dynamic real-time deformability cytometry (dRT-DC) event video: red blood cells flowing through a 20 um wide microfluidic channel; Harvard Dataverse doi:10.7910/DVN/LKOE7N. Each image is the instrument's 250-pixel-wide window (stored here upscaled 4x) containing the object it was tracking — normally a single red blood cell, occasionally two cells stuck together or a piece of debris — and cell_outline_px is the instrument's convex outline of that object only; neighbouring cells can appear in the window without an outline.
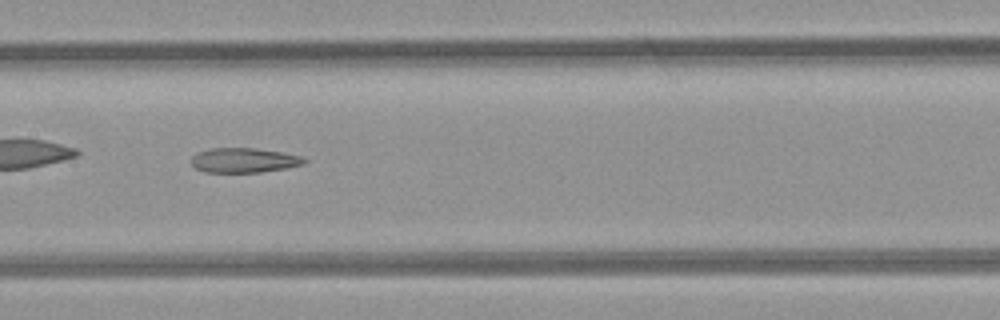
{"species": "common noctule bat (a hibernating species)", "species_latin": "Nyctalus noctula", "temperature_condition": "room temperature", "stored_images_in_passage": 33, "camera_frame_rate_fps": 3000, "um_per_image_px": 0.085, "animal": {"sex": "female", "body_mass_g": 21.9}, "frame": {"image": 1, "passage_image": 10, "time_ms": 3.0, "image_size_px": [1000, 320], "cell_outline_px": [[308, 160], [304, 164], [288, 168], [260, 172], [204, 172], [196, 168], [188, 160], [196, 152], [212, 148], [256, 148], [304, 156]], "centroid_in_image_um": [20.74, 13.62], "position_along_channel_um": 186.7, "area_um2": 16.47}}
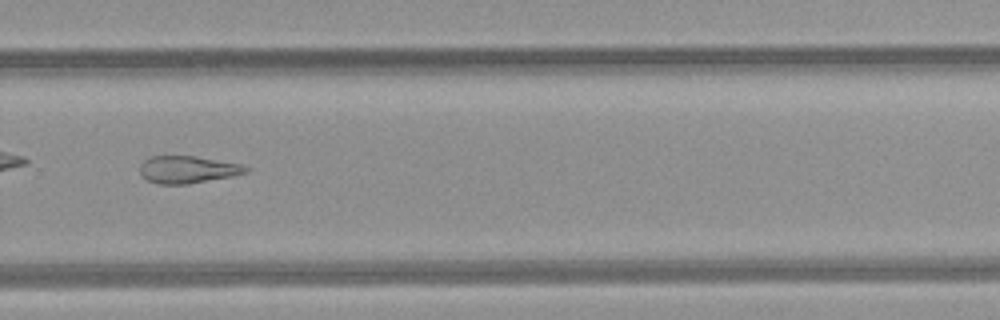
{"frame": {"image": 2, "passage_image": 19, "time_ms": 6.0, "image_size_px": [1000, 320], "cell_outline_px": [[248, 172], [232, 176], [188, 184], [156, 184], [140, 176], [140, 164], [148, 156], [196, 156], [240, 164], [248, 168]], "centroid_in_image_um": [15.9, 14.41], "position_along_channel_um": 313.9, "area_um2": 16.88}, "authors_computed_cell_mechanics": {"area_um2": 17.918, "velocity_mm_per_s": 4.2646, "shape_relaxation_time_tau1_ms": null, "shape_relaxation_time_tau2_ms": 8.8384, "deformation_change_tau1": null, "deformation_change_tau2": 0.2261}}